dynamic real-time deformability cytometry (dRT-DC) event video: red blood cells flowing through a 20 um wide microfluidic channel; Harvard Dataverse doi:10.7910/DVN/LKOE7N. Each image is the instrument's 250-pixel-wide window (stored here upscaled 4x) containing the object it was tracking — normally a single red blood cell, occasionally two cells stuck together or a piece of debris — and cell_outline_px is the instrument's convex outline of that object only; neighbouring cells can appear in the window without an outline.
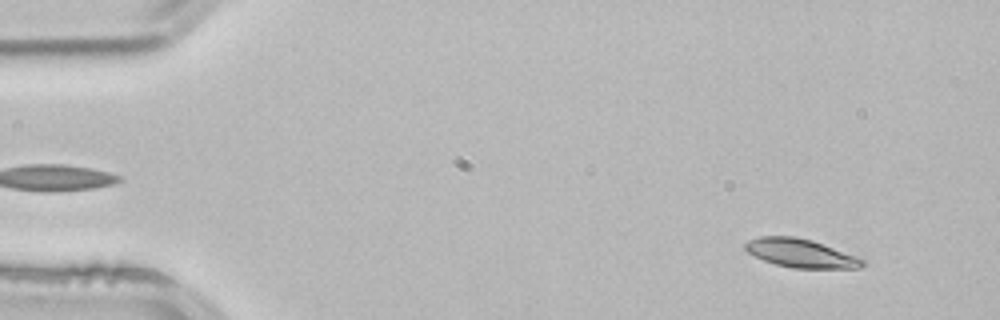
{"species": "common noctule bat (a hibernating species)", "species_latin": "Nyctalus noctula", "temperature_condition": "room temperature", "stored_images_in_passage": 3, "segment_of_instrument_passage": [2, 2], "camera_frame_rate_fps": 3000, "um_per_image_px": 0.085, "animal": {"sex": "male", "body_mass_g": 21.5, "forearm_length_mm": 52.0}, "frame": {"image": 1, "passage_image": 3, "time_ms": 0.667, "image_size_px": [1000, 320], "cell_outline_px": [[868, 264], [860, 268], [792, 268], [776, 264], [764, 260], [748, 252], [744, 248], [744, 244], [748, 240], [760, 236], [796, 236], [812, 240], [864, 256]], "centroid_in_image_um": [68.2, 21.52], "position_along_channel_um": 16.8, "area_um2": 20.11}}